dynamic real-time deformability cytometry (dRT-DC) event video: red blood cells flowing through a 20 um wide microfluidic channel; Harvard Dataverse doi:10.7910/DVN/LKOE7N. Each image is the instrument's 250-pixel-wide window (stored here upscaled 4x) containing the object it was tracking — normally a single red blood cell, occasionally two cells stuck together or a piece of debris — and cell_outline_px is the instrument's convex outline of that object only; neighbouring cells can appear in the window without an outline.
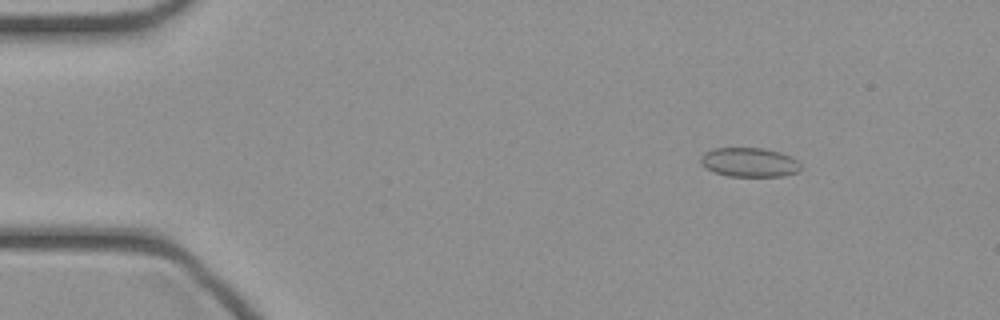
{"species": "common noctule bat (a hibernating species)", "species_latin": "Nyctalus noctula", "temperature_condition": "cold", "stored_images_in_passage": 41, "camera_frame_rate_fps": 3000, "um_per_image_px": 0.085, "animal": {"sex": "female", "body_mass_g": 21.9}, "frame": {"image": 1, "passage_image": 1, "time_ms": 0.0, "image_size_px": [1000, 320], "cell_outline_px": [[804, 168], [800, 172], [784, 176], [728, 176], [716, 172], [708, 168], [700, 160], [700, 156], [704, 152], [716, 148], [764, 148], [780, 152], [792, 156], [800, 160]], "centroid_in_image_um": [63.82, 13.79], "position_along_channel_um": 21.2, "area_um2": 17.28}}
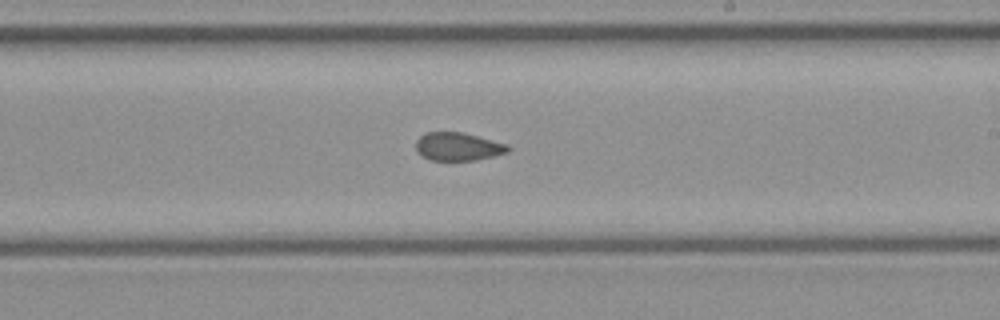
{"frame": {"image": 2, "passage_image": 22, "time_ms": 7.0, "image_size_px": [1000, 320], "cell_outline_px": [[512, 148], [508, 152], [476, 160], [432, 160], [420, 156], [416, 152], [416, 140], [424, 132], [464, 132], [508, 144]], "centroid_in_image_um": [38.92, 12.45], "position_along_channel_um": 250.1, "area_um2": 15.32}}
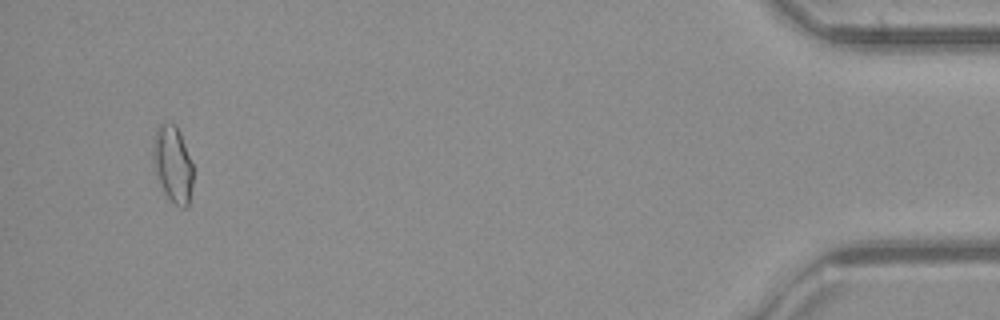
{"frame": {"image": 3, "passage_image": 39, "time_ms": 12.667, "image_size_px": [1000, 320], "cell_outline_px": [[192, 184], [188, 208], [180, 208], [164, 192], [156, 176], [152, 160], [152, 140], [156, 128], [160, 124], [176, 124], [180, 132], [192, 164]], "centroid_in_image_um": [14.66, 13.94], "position_along_channel_um": 420.5, "area_um2": 17.92}}